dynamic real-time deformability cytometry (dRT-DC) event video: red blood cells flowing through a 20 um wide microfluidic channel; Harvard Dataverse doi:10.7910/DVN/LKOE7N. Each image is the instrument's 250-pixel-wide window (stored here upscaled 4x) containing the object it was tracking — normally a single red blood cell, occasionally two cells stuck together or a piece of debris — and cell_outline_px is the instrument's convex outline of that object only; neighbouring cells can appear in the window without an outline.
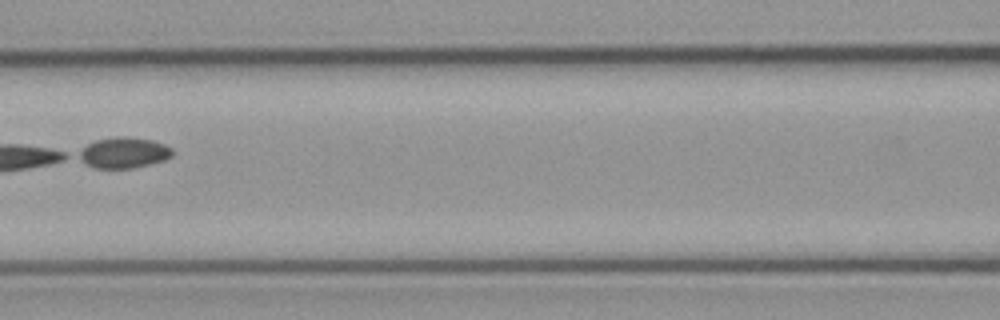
{"species": "common noctule bat (a hibernating species)", "species_latin": "Nyctalus noctula", "temperature_condition": "cold", "stored_images_in_passage": 8, "camera_frame_rate_fps": 3000, "um_per_image_px": 0.085, "animal": {"sex": "male", "body_mass_g": 23.1, "forearm_length_mm": 52.7}, "frame": {"image": 1, "passage_image": 5, "time_ms": 5.0, "image_size_px": [1000, 320], "cell_outline_px": [[172, 156], [164, 160], [132, 168], [96, 168], [88, 164], [76, 156], [76, 152], [88, 144], [96, 140], [116, 136], [124, 136], [152, 140], [164, 144], [172, 148]], "centroid_in_image_um": [10.5, 12.97], "position_along_channel_um": 156.1, "area_um2": 16.7}}
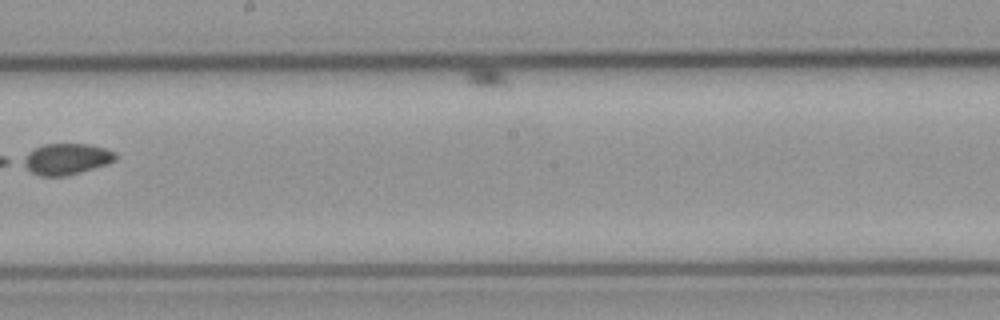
{"frame": {"image": 2, "passage_image": 7, "time_ms": 7.333, "image_size_px": [1000, 320], "cell_outline_px": [[116, 160], [108, 164], [68, 176], [40, 176], [32, 172], [20, 164], [20, 160], [28, 152], [44, 144], [92, 144], [116, 152]], "centroid_in_image_um": [5.63, 13.52], "position_along_channel_um": 242.6, "area_um2": 16.99}}